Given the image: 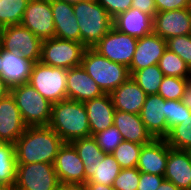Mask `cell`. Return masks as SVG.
<instances>
[{"mask_svg":"<svg viewBox=\"0 0 191 190\" xmlns=\"http://www.w3.org/2000/svg\"><path fill=\"white\" fill-rule=\"evenodd\" d=\"M16 167L17 161L14 144L0 142V184L14 187Z\"/></svg>","mask_w":191,"mask_h":190,"instance_id":"obj_27","label":"cell"},{"mask_svg":"<svg viewBox=\"0 0 191 190\" xmlns=\"http://www.w3.org/2000/svg\"><path fill=\"white\" fill-rule=\"evenodd\" d=\"M121 169L112 154H104L99 163L85 167V184L100 183L105 186H112Z\"/></svg>","mask_w":191,"mask_h":190,"instance_id":"obj_26","label":"cell"},{"mask_svg":"<svg viewBox=\"0 0 191 190\" xmlns=\"http://www.w3.org/2000/svg\"><path fill=\"white\" fill-rule=\"evenodd\" d=\"M187 115H191V111L181 102V100H166V120L167 135L169 130L182 123Z\"/></svg>","mask_w":191,"mask_h":190,"instance_id":"obj_37","label":"cell"},{"mask_svg":"<svg viewBox=\"0 0 191 190\" xmlns=\"http://www.w3.org/2000/svg\"><path fill=\"white\" fill-rule=\"evenodd\" d=\"M63 144L60 136L49 126L26 127L14 143L17 164H54Z\"/></svg>","mask_w":191,"mask_h":190,"instance_id":"obj_1","label":"cell"},{"mask_svg":"<svg viewBox=\"0 0 191 190\" xmlns=\"http://www.w3.org/2000/svg\"><path fill=\"white\" fill-rule=\"evenodd\" d=\"M81 66L104 93L110 94L131 76L128 67L105 58L93 48H86Z\"/></svg>","mask_w":191,"mask_h":190,"instance_id":"obj_4","label":"cell"},{"mask_svg":"<svg viewBox=\"0 0 191 190\" xmlns=\"http://www.w3.org/2000/svg\"><path fill=\"white\" fill-rule=\"evenodd\" d=\"M181 102L191 111V78L188 79L185 85Z\"/></svg>","mask_w":191,"mask_h":190,"instance_id":"obj_43","label":"cell"},{"mask_svg":"<svg viewBox=\"0 0 191 190\" xmlns=\"http://www.w3.org/2000/svg\"><path fill=\"white\" fill-rule=\"evenodd\" d=\"M115 110L140 114L147 94L130 76L110 93Z\"/></svg>","mask_w":191,"mask_h":190,"instance_id":"obj_23","label":"cell"},{"mask_svg":"<svg viewBox=\"0 0 191 190\" xmlns=\"http://www.w3.org/2000/svg\"><path fill=\"white\" fill-rule=\"evenodd\" d=\"M132 8H137L143 13H146L154 18L157 13L154 0H132Z\"/></svg>","mask_w":191,"mask_h":190,"instance_id":"obj_42","label":"cell"},{"mask_svg":"<svg viewBox=\"0 0 191 190\" xmlns=\"http://www.w3.org/2000/svg\"><path fill=\"white\" fill-rule=\"evenodd\" d=\"M164 139L173 149L189 151L191 149V115H187L182 123L172 127Z\"/></svg>","mask_w":191,"mask_h":190,"instance_id":"obj_32","label":"cell"},{"mask_svg":"<svg viewBox=\"0 0 191 190\" xmlns=\"http://www.w3.org/2000/svg\"><path fill=\"white\" fill-rule=\"evenodd\" d=\"M71 144L75 147L84 167L94 166L104 156L103 150L97 145L93 136L77 139L71 142Z\"/></svg>","mask_w":191,"mask_h":190,"instance_id":"obj_29","label":"cell"},{"mask_svg":"<svg viewBox=\"0 0 191 190\" xmlns=\"http://www.w3.org/2000/svg\"><path fill=\"white\" fill-rule=\"evenodd\" d=\"M21 25L41 40L55 37V24L50 0L29 1Z\"/></svg>","mask_w":191,"mask_h":190,"instance_id":"obj_11","label":"cell"},{"mask_svg":"<svg viewBox=\"0 0 191 190\" xmlns=\"http://www.w3.org/2000/svg\"><path fill=\"white\" fill-rule=\"evenodd\" d=\"M157 12L191 7V0H154Z\"/></svg>","mask_w":191,"mask_h":190,"instance_id":"obj_41","label":"cell"},{"mask_svg":"<svg viewBox=\"0 0 191 190\" xmlns=\"http://www.w3.org/2000/svg\"><path fill=\"white\" fill-rule=\"evenodd\" d=\"M138 39L112 27L92 48L105 58L129 68Z\"/></svg>","mask_w":191,"mask_h":190,"instance_id":"obj_10","label":"cell"},{"mask_svg":"<svg viewBox=\"0 0 191 190\" xmlns=\"http://www.w3.org/2000/svg\"><path fill=\"white\" fill-rule=\"evenodd\" d=\"M61 1H64V2H67L69 4H76L78 2H81V1H85V0H61Z\"/></svg>","mask_w":191,"mask_h":190,"instance_id":"obj_49","label":"cell"},{"mask_svg":"<svg viewBox=\"0 0 191 190\" xmlns=\"http://www.w3.org/2000/svg\"><path fill=\"white\" fill-rule=\"evenodd\" d=\"M83 103L87 111L91 136L113 125L116 110L109 93Z\"/></svg>","mask_w":191,"mask_h":190,"instance_id":"obj_21","label":"cell"},{"mask_svg":"<svg viewBox=\"0 0 191 190\" xmlns=\"http://www.w3.org/2000/svg\"><path fill=\"white\" fill-rule=\"evenodd\" d=\"M142 144L123 140L112 155L122 169L136 168Z\"/></svg>","mask_w":191,"mask_h":190,"instance_id":"obj_33","label":"cell"},{"mask_svg":"<svg viewBox=\"0 0 191 190\" xmlns=\"http://www.w3.org/2000/svg\"><path fill=\"white\" fill-rule=\"evenodd\" d=\"M66 79L67 69L36 62L33 65L28 83L50 103L54 104L67 99Z\"/></svg>","mask_w":191,"mask_h":190,"instance_id":"obj_6","label":"cell"},{"mask_svg":"<svg viewBox=\"0 0 191 190\" xmlns=\"http://www.w3.org/2000/svg\"><path fill=\"white\" fill-rule=\"evenodd\" d=\"M58 190H87L85 183L70 184V183H60Z\"/></svg>","mask_w":191,"mask_h":190,"instance_id":"obj_44","label":"cell"},{"mask_svg":"<svg viewBox=\"0 0 191 190\" xmlns=\"http://www.w3.org/2000/svg\"><path fill=\"white\" fill-rule=\"evenodd\" d=\"M153 32L164 40L191 34L190 7L157 12L153 18Z\"/></svg>","mask_w":191,"mask_h":190,"instance_id":"obj_12","label":"cell"},{"mask_svg":"<svg viewBox=\"0 0 191 190\" xmlns=\"http://www.w3.org/2000/svg\"><path fill=\"white\" fill-rule=\"evenodd\" d=\"M131 77L147 95H152L158 94L164 74L159 66L155 64L134 71Z\"/></svg>","mask_w":191,"mask_h":190,"instance_id":"obj_28","label":"cell"},{"mask_svg":"<svg viewBox=\"0 0 191 190\" xmlns=\"http://www.w3.org/2000/svg\"><path fill=\"white\" fill-rule=\"evenodd\" d=\"M16 102L9 93L0 99V142L15 143L26 130Z\"/></svg>","mask_w":191,"mask_h":190,"instance_id":"obj_15","label":"cell"},{"mask_svg":"<svg viewBox=\"0 0 191 190\" xmlns=\"http://www.w3.org/2000/svg\"><path fill=\"white\" fill-rule=\"evenodd\" d=\"M41 44L42 40L21 24L0 29V46L7 51L18 52L34 63L40 62Z\"/></svg>","mask_w":191,"mask_h":190,"instance_id":"obj_9","label":"cell"},{"mask_svg":"<svg viewBox=\"0 0 191 190\" xmlns=\"http://www.w3.org/2000/svg\"><path fill=\"white\" fill-rule=\"evenodd\" d=\"M66 84L67 99L78 102H85L105 94L81 65L67 70Z\"/></svg>","mask_w":191,"mask_h":190,"instance_id":"obj_18","label":"cell"},{"mask_svg":"<svg viewBox=\"0 0 191 190\" xmlns=\"http://www.w3.org/2000/svg\"><path fill=\"white\" fill-rule=\"evenodd\" d=\"M93 137L104 154H112L117 146L124 140L121 133L114 125L94 134Z\"/></svg>","mask_w":191,"mask_h":190,"instance_id":"obj_35","label":"cell"},{"mask_svg":"<svg viewBox=\"0 0 191 190\" xmlns=\"http://www.w3.org/2000/svg\"><path fill=\"white\" fill-rule=\"evenodd\" d=\"M54 164H17L14 190H58Z\"/></svg>","mask_w":191,"mask_h":190,"instance_id":"obj_8","label":"cell"},{"mask_svg":"<svg viewBox=\"0 0 191 190\" xmlns=\"http://www.w3.org/2000/svg\"><path fill=\"white\" fill-rule=\"evenodd\" d=\"M168 160V144L165 139H154L143 145L137 168L140 173L164 176Z\"/></svg>","mask_w":191,"mask_h":190,"instance_id":"obj_20","label":"cell"},{"mask_svg":"<svg viewBox=\"0 0 191 190\" xmlns=\"http://www.w3.org/2000/svg\"><path fill=\"white\" fill-rule=\"evenodd\" d=\"M50 6L55 24V37L81 43L80 29L73 5L61 0H50Z\"/></svg>","mask_w":191,"mask_h":190,"instance_id":"obj_19","label":"cell"},{"mask_svg":"<svg viewBox=\"0 0 191 190\" xmlns=\"http://www.w3.org/2000/svg\"><path fill=\"white\" fill-rule=\"evenodd\" d=\"M74 15L81 34V43L92 48L113 27V18L97 0L73 4Z\"/></svg>","mask_w":191,"mask_h":190,"instance_id":"obj_3","label":"cell"},{"mask_svg":"<svg viewBox=\"0 0 191 190\" xmlns=\"http://www.w3.org/2000/svg\"><path fill=\"white\" fill-rule=\"evenodd\" d=\"M138 168L121 169L118 176L114 179L112 187L114 190H137L140 180Z\"/></svg>","mask_w":191,"mask_h":190,"instance_id":"obj_38","label":"cell"},{"mask_svg":"<svg viewBox=\"0 0 191 190\" xmlns=\"http://www.w3.org/2000/svg\"><path fill=\"white\" fill-rule=\"evenodd\" d=\"M166 180L181 190L191 189V155L189 151L173 149L168 145Z\"/></svg>","mask_w":191,"mask_h":190,"instance_id":"obj_22","label":"cell"},{"mask_svg":"<svg viewBox=\"0 0 191 190\" xmlns=\"http://www.w3.org/2000/svg\"><path fill=\"white\" fill-rule=\"evenodd\" d=\"M0 190H14L12 186L0 184Z\"/></svg>","mask_w":191,"mask_h":190,"instance_id":"obj_48","label":"cell"},{"mask_svg":"<svg viewBox=\"0 0 191 190\" xmlns=\"http://www.w3.org/2000/svg\"><path fill=\"white\" fill-rule=\"evenodd\" d=\"M164 76L191 78V69L174 52L166 49L158 64Z\"/></svg>","mask_w":191,"mask_h":190,"instance_id":"obj_30","label":"cell"},{"mask_svg":"<svg viewBox=\"0 0 191 190\" xmlns=\"http://www.w3.org/2000/svg\"><path fill=\"white\" fill-rule=\"evenodd\" d=\"M164 179L161 175L141 173L137 190H157Z\"/></svg>","mask_w":191,"mask_h":190,"instance_id":"obj_40","label":"cell"},{"mask_svg":"<svg viewBox=\"0 0 191 190\" xmlns=\"http://www.w3.org/2000/svg\"><path fill=\"white\" fill-rule=\"evenodd\" d=\"M113 27L139 39L153 33V17L131 7L113 18Z\"/></svg>","mask_w":191,"mask_h":190,"instance_id":"obj_24","label":"cell"},{"mask_svg":"<svg viewBox=\"0 0 191 190\" xmlns=\"http://www.w3.org/2000/svg\"><path fill=\"white\" fill-rule=\"evenodd\" d=\"M23 122L27 127L48 126L51 119L52 103L43 97L29 83L10 88Z\"/></svg>","mask_w":191,"mask_h":190,"instance_id":"obj_5","label":"cell"},{"mask_svg":"<svg viewBox=\"0 0 191 190\" xmlns=\"http://www.w3.org/2000/svg\"><path fill=\"white\" fill-rule=\"evenodd\" d=\"M166 49V40L154 32L139 38L132 62L128 68L130 75L134 71L158 64Z\"/></svg>","mask_w":191,"mask_h":190,"instance_id":"obj_16","label":"cell"},{"mask_svg":"<svg viewBox=\"0 0 191 190\" xmlns=\"http://www.w3.org/2000/svg\"><path fill=\"white\" fill-rule=\"evenodd\" d=\"M113 125L117 127L125 141L146 145L155 139L145 127L139 114L116 110Z\"/></svg>","mask_w":191,"mask_h":190,"instance_id":"obj_25","label":"cell"},{"mask_svg":"<svg viewBox=\"0 0 191 190\" xmlns=\"http://www.w3.org/2000/svg\"><path fill=\"white\" fill-rule=\"evenodd\" d=\"M112 18L131 8L132 0H97Z\"/></svg>","mask_w":191,"mask_h":190,"instance_id":"obj_39","label":"cell"},{"mask_svg":"<svg viewBox=\"0 0 191 190\" xmlns=\"http://www.w3.org/2000/svg\"><path fill=\"white\" fill-rule=\"evenodd\" d=\"M34 62L15 51L4 50L0 46L1 77L12 88L29 82Z\"/></svg>","mask_w":191,"mask_h":190,"instance_id":"obj_14","label":"cell"},{"mask_svg":"<svg viewBox=\"0 0 191 190\" xmlns=\"http://www.w3.org/2000/svg\"><path fill=\"white\" fill-rule=\"evenodd\" d=\"M87 190H114L112 186H105L100 183L86 184Z\"/></svg>","mask_w":191,"mask_h":190,"instance_id":"obj_47","label":"cell"},{"mask_svg":"<svg viewBox=\"0 0 191 190\" xmlns=\"http://www.w3.org/2000/svg\"><path fill=\"white\" fill-rule=\"evenodd\" d=\"M9 93H10V87L6 84V82L0 76V99L7 96Z\"/></svg>","mask_w":191,"mask_h":190,"instance_id":"obj_46","label":"cell"},{"mask_svg":"<svg viewBox=\"0 0 191 190\" xmlns=\"http://www.w3.org/2000/svg\"><path fill=\"white\" fill-rule=\"evenodd\" d=\"M157 190H181L171 181L164 179Z\"/></svg>","mask_w":191,"mask_h":190,"instance_id":"obj_45","label":"cell"},{"mask_svg":"<svg viewBox=\"0 0 191 190\" xmlns=\"http://www.w3.org/2000/svg\"><path fill=\"white\" fill-rule=\"evenodd\" d=\"M188 79L164 76L159 86L158 95L165 100H181Z\"/></svg>","mask_w":191,"mask_h":190,"instance_id":"obj_34","label":"cell"},{"mask_svg":"<svg viewBox=\"0 0 191 190\" xmlns=\"http://www.w3.org/2000/svg\"><path fill=\"white\" fill-rule=\"evenodd\" d=\"M48 126L60 136L64 143L91 136L84 103L71 99L52 104Z\"/></svg>","mask_w":191,"mask_h":190,"instance_id":"obj_2","label":"cell"},{"mask_svg":"<svg viewBox=\"0 0 191 190\" xmlns=\"http://www.w3.org/2000/svg\"><path fill=\"white\" fill-rule=\"evenodd\" d=\"M86 47L77 41L63 40L56 37L42 40V64L70 69L81 65Z\"/></svg>","mask_w":191,"mask_h":190,"instance_id":"obj_7","label":"cell"},{"mask_svg":"<svg viewBox=\"0 0 191 190\" xmlns=\"http://www.w3.org/2000/svg\"><path fill=\"white\" fill-rule=\"evenodd\" d=\"M59 183H85V167L71 143H64L54 163Z\"/></svg>","mask_w":191,"mask_h":190,"instance_id":"obj_13","label":"cell"},{"mask_svg":"<svg viewBox=\"0 0 191 190\" xmlns=\"http://www.w3.org/2000/svg\"><path fill=\"white\" fill-rule=\"evenodd\" d=\"M27 0H0V29L21 24Z\"/></svg>","mask_w":191,"mask_h":190,"instance_id":"obj_31","label":"cell"},{"mask_svg":"<svg viewBox=\"0 0 191 190\" xmlns=\"http://www.w3.org/2000/svg\"><path fill=\"white\" fill-rule=\"evenodd\" d=\"M166 46L167 49L176 53L191 69V34L168 38Z\"/></svg>","mask_w":191,"mask_h":190,"instance_id":"obj_36","label":"cell"},{"mask_svg":"<svg viewBox=\"0 0 191 190\" xmlns=\"http://www.w3.org/2000/svg\"><path fill=\"white\" fill-rule=\"evenodd\" d=\"M166 100L158 94L147 95L140 118L155 139L167 136Z\"/></svg>","mask_w":191,"mask_h":190,"instance_id":"obj_17","label":"cell"}]
</instances>
